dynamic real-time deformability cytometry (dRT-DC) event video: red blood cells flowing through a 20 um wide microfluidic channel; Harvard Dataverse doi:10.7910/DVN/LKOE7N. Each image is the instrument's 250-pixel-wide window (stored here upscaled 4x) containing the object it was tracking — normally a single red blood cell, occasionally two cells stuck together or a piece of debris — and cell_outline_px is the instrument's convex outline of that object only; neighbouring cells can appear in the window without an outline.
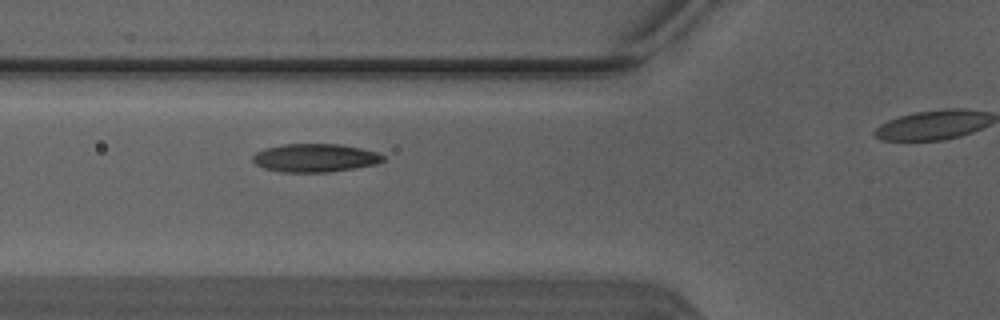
{"species": "Egyptian fruit bat (a non-hibernating species)", "species_latin": "Rousettus aegyptiacus", "temperature_condition": "warm", "stored_images_in_passage": 4, "segment_of_instrument_passage": [1, 2], "camera_frame_rate_fps": 3000, "um_per_image_px": 0.085, "animal": {"sex": "male"}, "frame": {"image": 1, "passage_image": 3, "time_ms": 0.667, "image_size_px": [1000, 320], "cell_outline_px": [[384, 160], [376, 164], [356, 168], [328, 172], [284, 172], [264, 168], [256, 164], [252, 160], [252, 156], [256, 152], [264, 148], [284, 144], [340, 144], [360, 148], [376, 152], [384, 156]], "centroid_in_image_um": [26.77, 13.42], "position_along_channel_um": 99.0, "area_um2": 21.44}}